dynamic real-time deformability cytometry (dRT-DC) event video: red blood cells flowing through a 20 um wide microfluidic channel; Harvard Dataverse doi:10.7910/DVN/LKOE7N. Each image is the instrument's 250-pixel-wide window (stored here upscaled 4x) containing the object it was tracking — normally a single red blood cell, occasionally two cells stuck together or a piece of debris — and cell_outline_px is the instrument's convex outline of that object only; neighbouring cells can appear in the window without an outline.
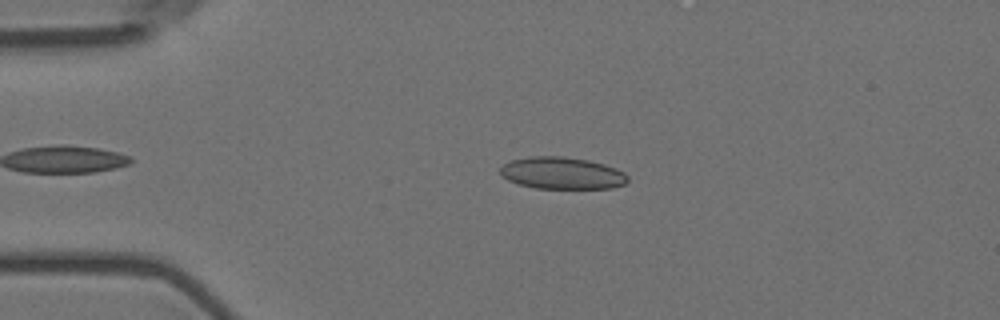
{"species": "Egyptian fruit bat (a non-hibernating species)", "species_latin": "Rousettus aegyptiacus", "temperature_condition": "room temperature", "stored_images_in_passage": 51, "camera_frame_rate_fps": 3000, "um_per_image_px": 0.085, "animal": {"sex": "female"}, "frame": {"image": 1, "passage_image": 12, "time_ms": 3.667, "image_size_px": [1000, 320], "cell_outline_px": [[628, 180], [624, 184], [612, 188], [536, 188], [516, 184], [500, 176], [500, 168], [504, 164], [512, 160], [528, 156], [564, 156], [588, 160], [604, 164], [616, 168], [624, 172], [628, 176]], "centroid_in_image_um": [47.75, 14.71], "position_along_channel_um": 37.3, "area_um2": 23.93}}
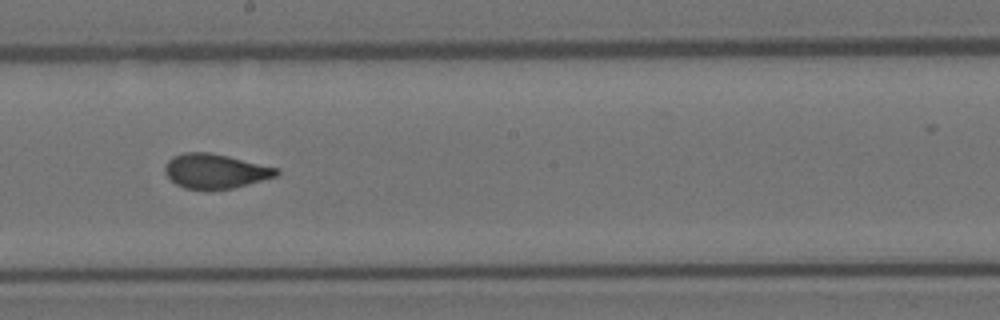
{"frame": {"image": 2, "passage_image": 31, "time_ms": 10.0, "image_size_px": [1000, 320], "cell_outline_px": [[280, 172], [276, 176], [248, 184], [232, 188], [184, 188], [176, 184], [164, 172], [164, 168], [168, 160], [172, 156], [184, 152], [208, 152], [228, 156], [280, 168]], "centroid_in_image_um": [18.3, 14.52], "position_along_channel_um": 229.9, "area_um2": 22.2}}
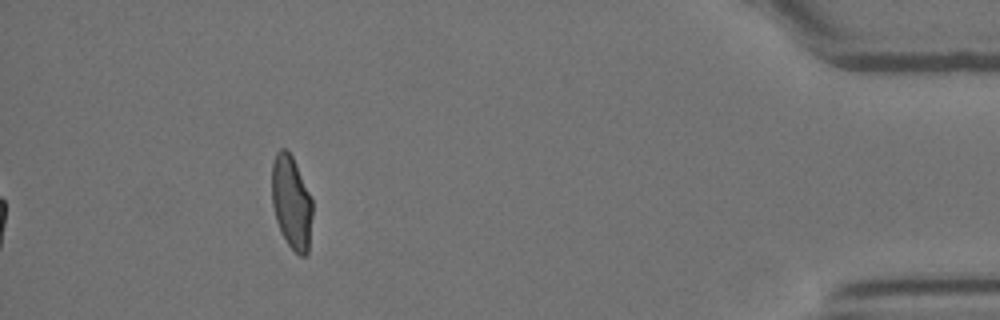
{"frame": {"image": 3, "passage_image": 51, "time_ms": 16.667, "image_size_px": [1000, 320], "cell_outline_px": [[312, 216], [308, 252], [304, 256], [300, 256], [288, 244], [276, 220], [272, 204], [272, 164], [276, 152], [280, 148], [284, 148], [292, 156], [312, 200]], "centroid_in_image_um": [24.77, 17.19], "position_along_channel_um": 410.4, "area_um2": 21.73}, "authors_computed_cell_mechanics": {"area_um2": 22.7732, "velocity_mm_per_s": 3.5811, "shape_relaxation_time_tau1_ms": null, "shape_relaxation_time_tau2_ms": 0.8984, "deformation_change_tau1": null, "deformation_change_tau2": 0.0724}}